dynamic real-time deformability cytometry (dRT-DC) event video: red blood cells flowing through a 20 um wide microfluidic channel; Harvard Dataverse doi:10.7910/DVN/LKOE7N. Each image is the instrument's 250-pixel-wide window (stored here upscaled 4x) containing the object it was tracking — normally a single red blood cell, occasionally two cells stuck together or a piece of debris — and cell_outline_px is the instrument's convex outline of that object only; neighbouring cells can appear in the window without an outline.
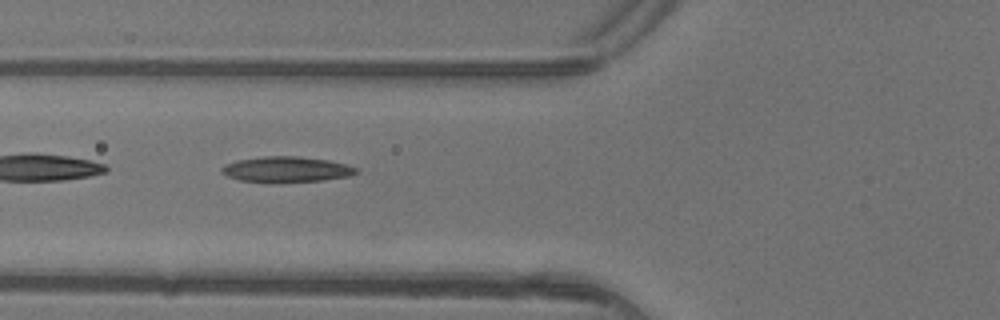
{"species": "common noctule bat (a hibernating species)", "species_latin": "Nyctalus noctula", "temperature_condition": "warm", "stored_images_in_passage": 8, "camera_frame_rate_fps": 3000, "um_per_image_px": 0.085, "animal": {"sex": "female"}, "frame": {"image": 1, "passage_image": 5, "time_ms": 1.333, "image_size_px": [1000, 320], "cell_outline_px": [[360, 172], [348, 176], [324, 180], [240, 180], [228, 176], [220, 172], [220, 168], [224, 164], [236, 160], [264, 156], [300, 156], [328, 160], [348, 164], [356, 168]], "centroid_in_image_um": [24.36, 14.35], "position_along_channel_um": 101.4, "area_um2": 19.42}}
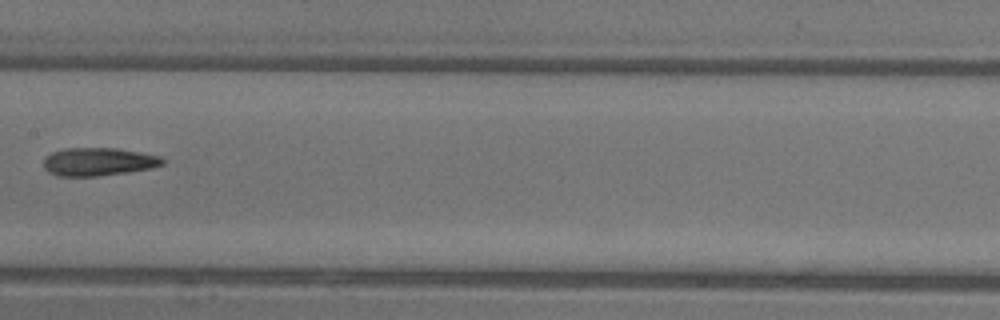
{"frame": {"image": 2, "passage_image": 7, "time_ms": 2.0, "image_size_px": [1000, 320], "cell_outline_px": [[164, 164], [152, 168], [128, 172], [100, 176], [56, 176], [48, 172], [44, 168], [44, 160], [52, 152], [64, 148], [116, 148], [140, 152], [160, 156], [164, 160]], "centroid_in_image_um": [8.37, 13.75], "position_along_channel_um": 199.0, "area_um2": 19.54}}
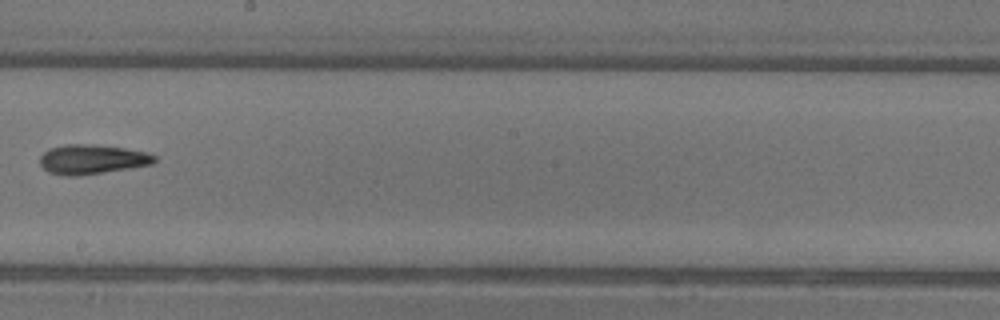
{"frame": {"image": 3, "passage_image": 8, "time_ms": 2.333, "image_size_px": [1000, 320], "cell_outline_px": [[156, 160], [152, 164], [104, 172], [76, 176], [64, 176], [48, 172], [40, 164], [40, 156], [48, 148], [64, 144], [92, 144], [124, 148], [144, 152], [156, 156]], "centroid_in_image_um": [7.77, 13.54], "position_along_channel_um": 240.4, "area_um2": 19.65}}